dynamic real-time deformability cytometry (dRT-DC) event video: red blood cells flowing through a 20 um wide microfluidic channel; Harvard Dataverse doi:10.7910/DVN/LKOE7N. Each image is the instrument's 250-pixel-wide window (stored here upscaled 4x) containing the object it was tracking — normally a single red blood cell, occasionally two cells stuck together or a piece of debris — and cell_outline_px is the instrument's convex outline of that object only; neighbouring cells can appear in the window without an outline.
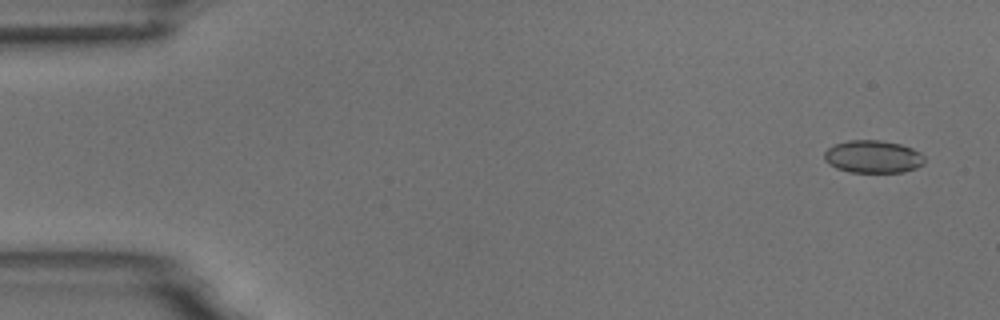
{"species": "common noctule bat (a hibernating species)", "species_latin": "Nyctalus noctula", "temperature_condition": "room temperature", "stored_images_in_passage": 9, "camera_frame_rate_fps": 3000, "um_per_image_px": 0.085, "animal": {"sex": "male", "body_mass_g": 18.8}, "frame": {"image": 1, "passage_image": 1, "time_ms": 0.0, "image_size_px": [1000, 320], "cell_outline_px": [[924, 164], [916, 168], [904, 172], [852, 172], [836, 168], [828, 164], [824, 160], [824, 152], [828, 148], [836, 144], [848, 140], [880, 140], [900, 144], [912, 148], [920, 152], [924, 156]], "centroid_in_image_um": [74.21, 13.32], "position_along_channel_um": 10.8, "area_um2": 19.13}}
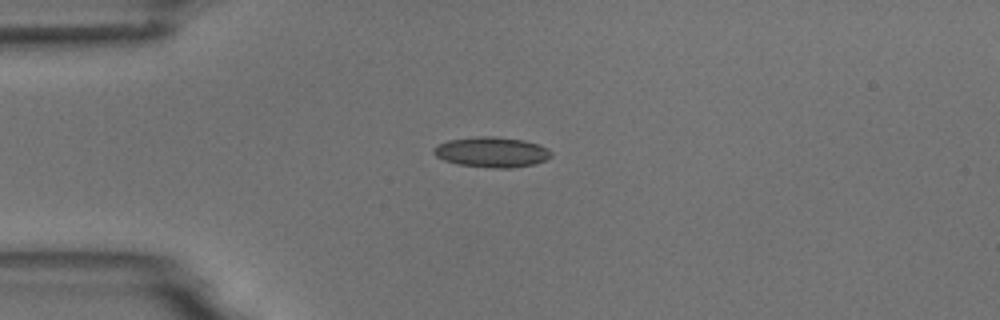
{"frame": {"image": 2, "passage_image": 4, "time_ms": 3.667, "image_size_px": [1000, 320], "cell_outline_px": [[552, 156], [536, 164], [512, 168], [492, 168], [456, 164], [444, 160], [436, 156], [432, 152], [432, 148], [448, 140], [476, 136], [492, 136], [524, 140], [548, 148], [552, 152]], "centroid_in_image_um": [41.79, 12.93], "position_along_channel_um": 43.2, "area_um2": 20.87}}
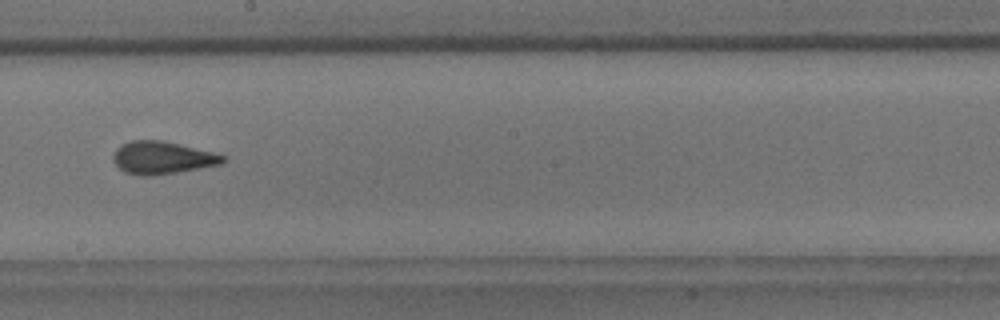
{"frame": {"image": 3, "passage_image": 9, "time_ms": 9.333, "image_size_px": [1000, 320], "cell_outline_px": [[228, 160], [220, 164], [176, 172], [152, 176], [140, 176], [124, 172], [112, 160], [112, 156], [116, 148], [120, 144], [132, 140], [160, 140], [180, 144], [228, 156]], "centroid_in_image_um": [13.77, 13.4], "position_along_channel_um": 234.4, "area_um2": 20.92}}